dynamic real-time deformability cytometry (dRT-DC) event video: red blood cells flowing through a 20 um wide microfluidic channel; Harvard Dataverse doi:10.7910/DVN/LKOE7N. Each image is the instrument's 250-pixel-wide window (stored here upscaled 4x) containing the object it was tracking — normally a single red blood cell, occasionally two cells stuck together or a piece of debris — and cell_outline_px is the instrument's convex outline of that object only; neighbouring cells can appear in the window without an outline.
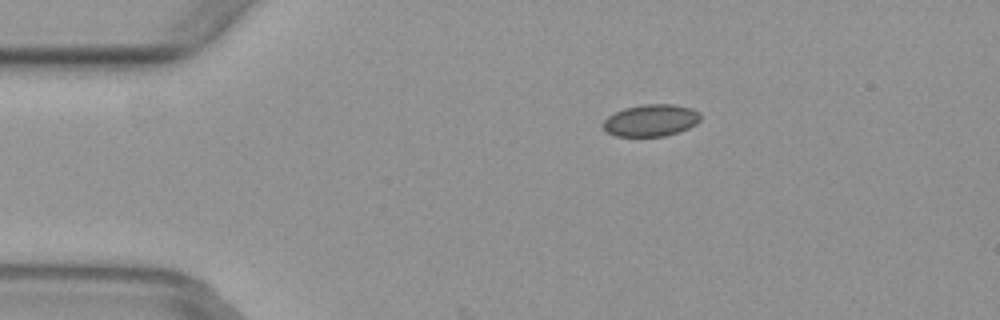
{"species": "common noctule bat (a hibernating species)", "species_latin": "Nyctalus noctula", "temperature_condition": "warm", "stored_images_in_passage": 3, "camera_frame_rate_fps": 3000, "um_per_image_px": 0.085, "animal": {"sex": "female", "body_mass_g": 29.2, "forearm_length_mm": 56.3}, "frame": {"image": 1, "passage_image": 1, "time_ms": 0.0, "image_size_px": [1000, 320], "cell_outline_px": [[700, 120], [696, 124], [688, 128], [664, 136], [616, 136], [604, 132], [600, 124], [608, 116], [624, 108], [644, 104], [672, 104], [692, 108], [700, 112]], "centroid_in_image_um": [55.29, 10.23], "position_along_channel_um": 29.7, "area_um2": 18.26}}